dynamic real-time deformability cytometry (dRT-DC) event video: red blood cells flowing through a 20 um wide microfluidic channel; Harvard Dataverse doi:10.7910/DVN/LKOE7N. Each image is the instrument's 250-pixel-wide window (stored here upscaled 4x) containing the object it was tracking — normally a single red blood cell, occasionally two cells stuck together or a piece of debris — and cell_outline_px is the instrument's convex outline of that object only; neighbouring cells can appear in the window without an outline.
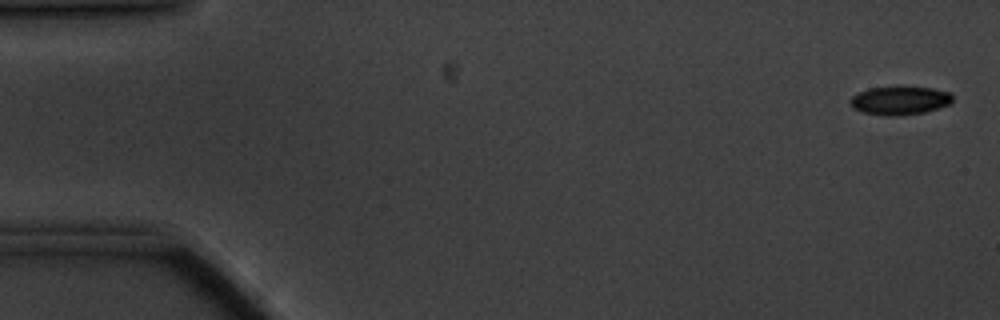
{"species": "common noctule bat (a hibernating species)", "species_latin": "Nyctalus noctula", "temperature_condition": "cold", "stored_images_in_passage": 58, "camera_frame_rate_fps": 3000, "um_per_image_px": 0.085, "animal": {"sex": "male", "body_mass_g": 20.1, "forearm_length_mm": 53.5}, "frame": {"image": 1, "passage_image": 2, "time_ms": 0.333, "image_size_px": [1000, 320], "cell_outline_px": [[952, 104], [924, 112], [900, 116], [884, 116], [864, 112], [852, 108], [848, 104], [848, 100], [852, 96], [868, 88], [932, 88], [952, 92]], "centroid_in_image_um": [76.48, 8.57], "position_along_channel_um": 8.5, "area_um2": 16.94}}
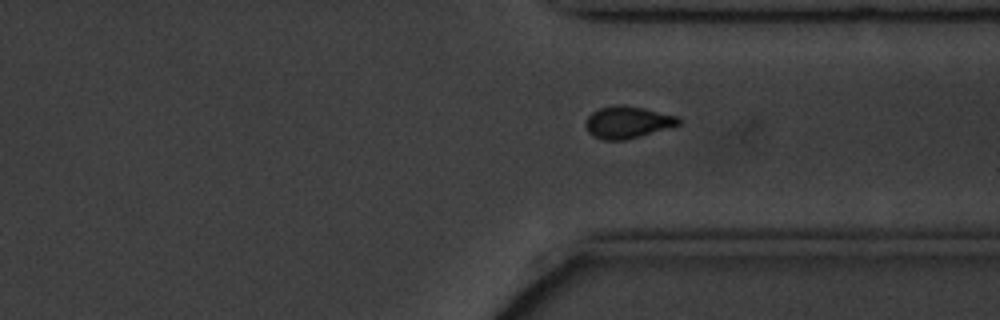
{"frame": {"image": 2, "passage_image": 43, "time_ms": 14.0, "image_size_px": [1000, 320], "cell_outline_px": [[680, 124], [640, 136], [624, 140], [600, 140], [592, 136], [588, 132], [584, 124], [584, 120], [592, 112], [600, 108], [620, 104], [644, 108], [680, 116]], "centroid_in_image_um": [53.31, 10.39], "position_along_channel_um": 358.1, "area_um2": 17.46}}
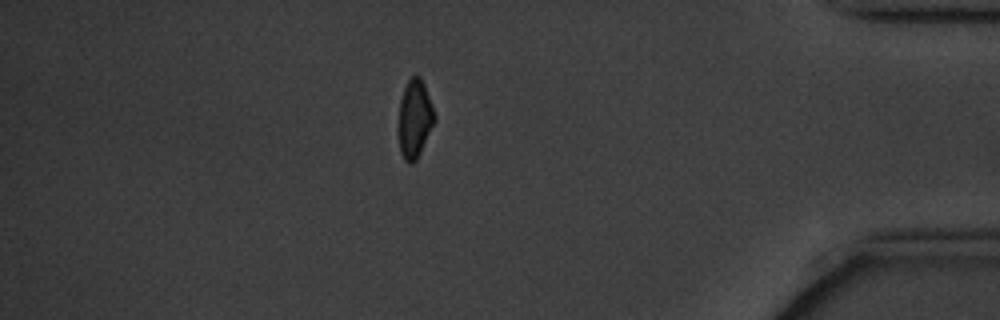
{"frame": {"image": 3, "passage_image": 50, "time_ms": 16.333, "image_size_px": [1000, 320], "cell_outline_px": [[436, 120], [416, 160], [412, 164], [408, 164], [404, 160], [400, 152], [400, 100], [404, 88], [408, 80], [412, 76], [420, 76], [424, 84]], "centroid_in_image_um": [35.25, 10.12], "position_along_channel_um": 399.9, "area_um2": 15.9}, "authors_computed_cell_mechanics": {"area_um2": 17.4556, "velocity_mm_per_s": 3.4781, "shape_relaxation_time_tau1_ms": 4.3727, "shape_relaxation_time_tau2_ms": 5.231, "deformation_change_tau1": 0.1233, "deformation_change_tau2": 0.0953}}